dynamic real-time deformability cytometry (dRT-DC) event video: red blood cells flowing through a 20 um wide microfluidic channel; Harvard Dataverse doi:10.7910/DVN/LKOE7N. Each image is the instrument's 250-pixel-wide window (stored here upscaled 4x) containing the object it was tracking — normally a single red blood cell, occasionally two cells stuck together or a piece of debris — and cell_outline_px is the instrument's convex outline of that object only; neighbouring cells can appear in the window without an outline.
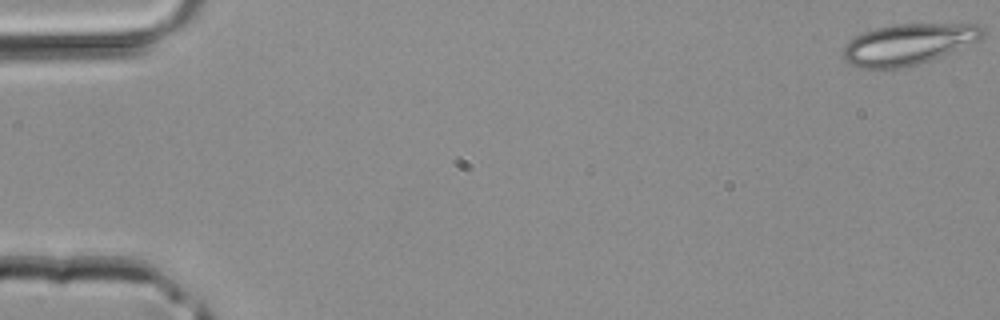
{"species": "common noctule bat (a hibernating species)", "species_latin": "Nyctalus noctula", "temperature_condition": "room temperature", "stored_images_in_passage": 43, "camera_frame_rate_fps": 3000, "um_per_image_px": 0.085, "animal": {"sex": "male", "body_mass_g": 20.4}, "frame": {"image": 1, "passage_image": 1, "time_ms": 0.0, "image_size_px": [1000, 320], "cell_outline_px": [[984, 32], [980, 40], [928, 60], [916, 64], [900, 68], [860, 68], [848, 64], [844, 60], [844, 48], [848, 40], [864, 32], [876, 28], [892, 24], [976, 24], [984, 28]], "centroid_in_image_um": [77.17, 3.75], "position_along_channel_um": 7.8, "area_um2": 32.89}}
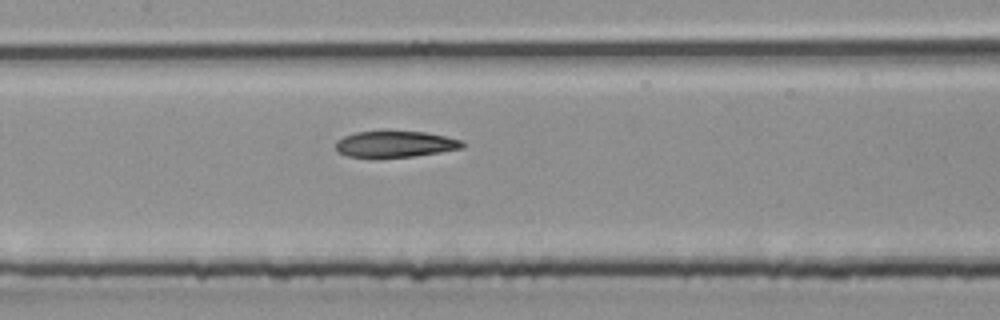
{"frame": {"image": 2, "passage_image": 21, "time_ms": 6.667, "image_size_px": [1000, 320], "cell_outline_px": [[464, 148], [440, 152], [412, 156], [376, 160], [372, 160], [348, 156], [340, 152], [336, 148], [336, 140], [344, 136], [356, 132], [384, 128], [424, 132], [464, 140]], "centroid_in_image_um": [33.54, 12.24], "position_along_channel_um": 173.9, "area_um2": 20.75}}
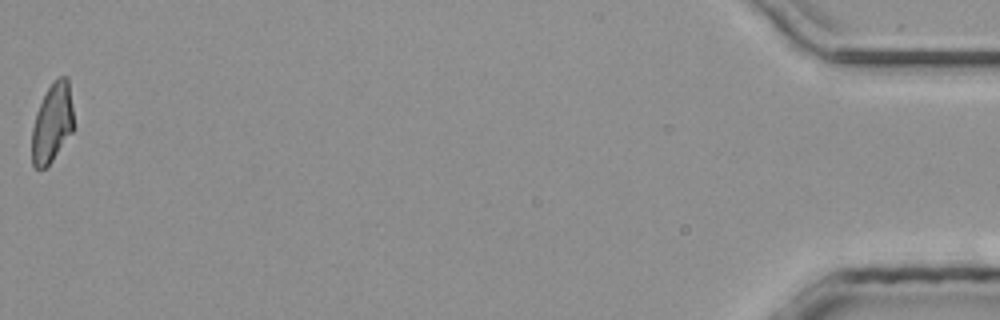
{"frame": {"image": 3, "passage_image": 43, "time_ms": 14.0, "image_size_px": [1000, 320], "cell_outline_px": [[72, 132], [52, 160], [44, 168], [36, 168], [32, 164], [32, 128], [36, 112], [52, 80], [60, 76], [68, 76], [72, 108]], "centroid_in_image_um": [4.42, 10.42], "position_along_channel_um": 430.8, "area_um2": 18.96}}